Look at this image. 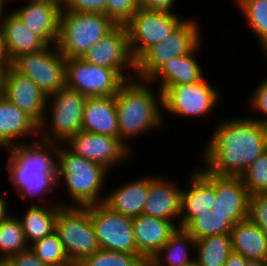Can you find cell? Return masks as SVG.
Here are the masks:
<instances>
[{
	"instance_id": "836d02e7",
	"label": "cell",
	"mask_w": 267,
	"mask_h": 266,
	"mask_svg": "<svg viewBox=\"0 0 267 266\" xmlns=\"http://www.w3.org/2000/svg\"><path fill=\"white\" fill-rule=\"evenodd\" d=\"M240 178L249 195L267 193V151L254 161Z\"/></svg>"
},
{
	"instance_id": "277c9868",
	"label": "cell",
	"mask_w": 267,
	"mask_h": 266,
	"mask_svg": "<svg viewBox=\"0 0 267 266\" xmlns=\"http://www.w3.org/2000/svg\"><path fill=\"white\" fill-rule=\"evenodd\" d=\"M156 91L158 94L149 80L133 78L125 81L115 95L119 140L131 151L129 142L133 137L164 126L162 92Z\"/></svg>"
},
{
	"instance_id": "bcb514c9",
	"label": "cell",
	"mask_w": 267,
	"mask_h": 266,
	"mask_svg": "<svg viewBox=\"0 0 267 266\" xmlns=\"http://www.w3.org/2000/svg\"><path fill=\"white\" fill-rule=\"evenodd\" d=\"M5 2H6V0H0V22L2 21L4 13H5V11H3L4 6L6 4Z\"/></svg>"
},
{
	"instance_id": "f546056e",
	"label": "cell",
	"mask_w": 267,
	"mask_h": 266,
	"mask_svg": "<svg viewBox=\"0 0 267 266\" xmlns=\"http://www.w3.org/2000/svg\"><path fill=\"white\" fill-rule=\"evenodd\" d=\"M29 248L19 218L8 214L0 221V258L10 256Z\"/></svg>"
},
{
	"instance_id": "60d3db41",
	"label": "cell",
	"mask_w": 267,
	"mask_h": 266,
	"mask_svg": "<svg viewBox=\"0 0 267 266\" xmlns=\"http://www.w3.org/2000/svg\"><path fill=\"white\" fill-rule=\"evenodd\" d=\"M247 259H245L241 254L232 252L225 263L224 266H245Z\"/></svg>"
},
{
	"instance_id": "9a60e30c",
	"label": "cell",
	"mask_w": 267,
	"mask_h": 266,
	"mask_svg": "<svg viewBox=\"0 0 267 266\" xmlns=\"http://www.w3.org/2000/svg\"><path fill=\"white\" fill-rule=\"evenodd\" d=\"M86 62L115 70L125 81L135 78L133 59L126 25H117L106 36L92 46L82 57ZM131 70L132 74L123 73Z\"/></svg>"
},
{
	"instance_id": "484cf974",
	"label": "cell",
	"mask_w": 267,
	"mask_h": 266,
	"mask_svg": "<svg viewBox=\"0 0 267 266\" xmlns=\"http://www.w3.org/2000/svg\"><path fill=\"white\" fill-rule=\"evenodd\" d=\"M231 239L233 252L247 260H267V236L248 219L234 224Z\"/></svg>"
},
{
	"instance_id": "7a4b0ae2",
	"label": "cell",
	"mask_w": 267,
	"mask_h": 266,
	"mask_svg": "<svg viewBox=\"0 0 267 266\" xmlns=\"http://www.w3.org/2000/svg\"><path fill=\"white\" fill-rule=\"evenodd\" d=\"M239 117V118H238ZM219 119L202 148L203 167L219 176H241L267 151V127L251 116Z\"/></svg>"
},
{
	"instance_id": "7c38bea8",
	"label": "cell",
	"mask_w": 267,
	"mask_h": 266,
	"mask_svg": "<svg viewBox=\"0 0 267 266\" xmlns=\"http://www.w3.org/2000/svg\"><path fill=\"white\" fill-rule=\"evenodd\" d=\"M219 94L220 89L204 77L195 83L170 86L162 94L163 111L187 119L208 116L221 99Z\"/></svg>"
},
{
	"instance_id": "d6a6232c",
	"label": "cell",
	"mask_w": 267,
	"mask_h": 266,
	"mask_svg": "<svg viewBox=\"0 0 267 266\" xmlns=\"http://www.w3.org/2000/svg\"><path fill=\"white\" fill-rule=\"evenodd\" d=\"M77 266H148V263L137 254L99 249Z\"/></svg>"
},
{
	"instance_id": "6da1fadb",
	"label": "cell",
	"mask_w": 267,
	"mask_h": 266,
	"mask_svg": "<svg viewBox=\"0 0 267 266\" xmlns=\"http://www.w3.org/2000/svg\"><path fill=\"white\" fill-rule=\"evenodd\" d=\"M193 171L181 191L179 228L195 240L231 234L234 224L247 219L249 193L240 176H219L204 167Z\"/></svg>"
},
{
	"instance_id": "cb8c5ba5",
	"label": "cell",
	"mask_w": 267,
	"mask_h": 266,
	"mask_svg": "<svg viewBox=\"0 0 267 266\" xmlns=\"http://www.w3.org/2000/svg\"><path fill=\"white\" fill-rule=\"evenodd\" d=\"M82 131L119 139L115 96L88 97L84 105Z\"/></svg>"
},
{
	"instance_id": "d4e9b609",
	"label": "cell",
	"mask_w": 267,
	"mask_h": 266,
	"mask_svg": "<svg viewBox=\"0 0 267 266\" xmlns=\"http://www.w3.org/2000/svg\"><path fill=\"white\" fill-rule=\"evenodd\" d=\"M135 178L125 185L114 188L105 195L104 204L124 216L137 217L143 214L150 187V176Z\"/></svg>"
},
{
	"instance_id": "5bb4252c",
	"label": "cell",
	"mask_w": 267,
	"mask_h": 266,
	"mask_svg": "<svg viewBox=\"0 0 267 266\" xmlns=\"http://www.w3.org/2000/svg\"><path fill=\"white\" fill-rule=\"evenodd\" d=\"M125 80L113 69L82 58L66 59V87L87 97L115 96Z\"/></svg>"
},
{
	"instance_id": "7dc6e473",
	"label": "cell",
	"mask_w": 267,
	"mask_h": 266,
	"mask_svg": "<svg viewBox=\"0 0 267 266\" xmlns=\"http://www.w3.org/2000/svg\"><path fill=\"white\" fill-rule=\"evenodd\" d=\"M0 266H10L6 260H2Z\"/></svg>"
},
{
	"instance_id": "d6986e66",
	"label": "cell",
	"mask_w": 267,
	"mask_h": 266,
	"mask_svg": "<svg viewBox=\"0 0 267 266\" xmlns=\"http://www.w3.org/2000/svg\"><path fill=\"white\" fill-rule=\"evenodd\" d=\"M181 191L171 179L150 175V187L143 215L176 221L181 214ZM176 219V220H174Z\"/></svg>"
},
{
	"instance_id": "8992f818",
	"label": "cell",
	"mask_w": 267,
	"mask_h": 266,
	"mask_svg": "<svg viewBox=\"0 0 267 266\" xmlns=\"http://www.w3.org/2000/svg\"><path fill=\"white\" fill-rule=\"evenodd\" d=\"M117 24L105 14L61 9L57 49L68 58H82Z\"/></svg>"
},
{
	"instance_id": "f6af8a7d",
	"label": "cell",
	"mask_w": 267,
	"mask_h": 266,
	"mask_svg": "<svg viewBox=\"0 0 267 266\" xmlns=\"http://www.w3.org/2000/svg\"><path fill=\"white\" fill-rule=\"evenodd\" d=\"M245 266H266V261H263V260H247Z\"/></svg>"
},
{
	"instance_id": "d590c367",
	"label": "cell",
	"mask_w": 267,
	"mask_h": 266,
	"mask_svg": "<svg viewBox=\"0 0 267 266\" xmlns=\"http://www.w3.org/2000/svg\"><path fill=\"white\" fill-rule=\"evenodd\" d=\"M247 219L256 224L267 236V193L249 195Z\"/></svg>"
},
{
	"instance_id": "4fadbf2b",
	"label": "cell",
	"mask_w": 267,
	"mask_h": 266,
	"mask_svg": "<svg viewBox=\"0 0 267 266\" xmlns=\"http://www.w3.org/2000/svg\"><path fill=\"white\" fill-rule=\"evenodd\" d=\"M89 213L100 249L137 254L132 217L111 210L103 202L89 205Z\"/></svg>"
},
{
	"instance_id": "7bdbcfd3",
	"label": "cell",
	"mask_w": 267,
	"mask_h": 266,
	"mask_svg": "<svg viewBox=\"0 0 267 266\" xmlns=\"http://www.w3.org/2000/svg\"><path fill=\"white\" fill-rule=\"evenodd\" d=\"M10 204L8 203L7 197L5 198L2 196V194L0 193V221L3 220L8 214V206Z\"/></svg>"
},
{
	"instance_id": "681fc988",
	"label": "cell",
	"mask_w": 267,
	"mask_h": 266,
	"mask_svg": "<svg viewBox=\"0 0 267 266\" xmlns=\"http://www.w3.org/2000/svg\"><path fill=\"white\" fill-rule=\"evenodd\" d=\"M263 52H264V53H263V54H264V56L266 55L265 57L267 58V49H266V50H264Z\"/></svg>"
},
{
	"instance_id": "8fae6325",
	"label": "cell",
	"mask_w": 267,
	"mask_h": 266,
	"mask_svg": "<svg viewBox=\"0 0 267 266\" xmlns=\"http://www.w3.org/2000/svg\"><path fill=\"white\" fill-rule=\"evenodd\" d=\"M10 65L29 77L47 96L66 87V59L56 45H47L38 52L22 54Z\"/></svg>"
},
{
	"instance_id": "83f0119b",
	"label": "cell",
	"mask_w": 267,
	"mask_h": 266,
	"mask_svg": "<svg viewBox=\"0 0 267 266\" xmlns=\"http://www.w3.org/2000/svg\"><path fill=\"white\" fill-rule=\"evenodd\" d=\"M195 245L196 240L185 229L178 227L150 259L148 266H189L195 262L194 257H189V249Z\"/></svg>"
},
{
	"instance_id": "8d00e7d4",
	"label": "cell",
	"mask_w": 267,
	"mask_h": 266,
	"mask_svg": "<svg viewBox=\"0 0 267 266\" xmlns=\"http://www.w3.org/2000/svg\"><path fill=\"white\" fill-rule=\"evenodd\" d=\"M250 102L249 105L251 106L252 110L263 114V118L260 119L258 117H254L251 119L256 120L267 127V77L260 81V84L253 90L251 97L249 98Z\"/></svg>"
},
{
	"instance_id": "ffe728a7",
	"label": "cell",
	"mask_w": 267,
	"mask_h": 266,
	"mask_svg": "<svg viewBox=\"0 0 267 266\" xmlns=\"http://www.w3.org/2000/svg\"><path fill=\"white\" fill-rule=\"evenodd\" d=\"M12 12L47 45H56L61 9L49 2L27 1Z\"/></svg>"
},
{
	"instance_id": "7402d4cb",
	"label": "cell",
	"mask_w": 267,
	"mask_h": 266,
	"mask_svg": "<svg viewBox=\"0 0 267 266\" xmlns=\"http://www.w3.org/2000/svg\"><path fill=\"white\" fill-rule=\"evenodd\" d=\"M4 52L9 63L22 54L43 50L47 44L11 11L0 22Z\"/></svg>"
},
{
	"instance_id": "f35d334b",
	"label": "cell",
	"mask_w": 267,
	"mask_h": 266,
	"mask_svg": "<svg viewBox=\"0 0 267 266\" xmlns=\"http://www.w3.org/2000/svg\"><path fill=\"white\" fill-rule=\"evenodd\" d=\"M6 261L10 266H50L42 262L30 247L10 256Z\"/></svg>"
},
{
	"instance_id": "9c48e42d",
	"label": "cell",
	"mask_w": 267,
	"mask_h": 266,
	"mask_svg": "<svg viewBox=\"0 0 267 266\" xmlns=\"http://www.w3.org/2000/svg\"><path fill=\"white\" fill-rule=\"evenodd\" d=\"M55 231L73 266H77L100 249L90 217L89 205L62 206L55 220Z\"/></svg>"
},
{
	"instance_id": "30bf717a",
	"label": "cell",
	"mask_w": 267,
	"mask_h": 266,
	"mask_svg": "<svg viewBox=\"0 0 267 266\" xmlns=\"http://www.w3.org/2000/svg\"><path fill=\"white\" fill-rule=\"evenodd\" d=\"M184 20L179 13L139 8L125 24L135 62L152 46L161 43Z\"/></svg>"
},
{
	"instance_id": "ba28073f",
	"label": "cell",
	"mask_w": 267,
	"mask_h": 266,
	"mask_svg": "<svg viewBox=\"0 0 267 266\" xmlns=\"http://www.w3.org/2000/svg\"><path fill=\"white\" fill-rule=\"evenodd\" d=\"M196 20L185 18L165 40L150 47L135 62V78L149 80L173 58L192 52L204 38Z\"/></svg>"
},
{
	"instance_id": "603a6c76",
	"label": "cell",
	"mask_w": 267,
	"mask_h": 266,
	"mask_svg": "<svg viewBox=\"0 0 267 266\" xmlns=\"http://www.w3.org/2000/svg\"><path fill=\"white\" fill-rule=\"evenodd\" d=\"M202 44L201 42L192 52L167 62L149 79L151 84L160 85L158 89L163 94L170 86L200 81L205 77V70L202 69L195 56L201 51Z\"/></svg>"
},
{
	"instance_id": "ab89813d",
	"label": "cell",
	"mask_w": 267,
	"mask_h": 266,
	"mask_svg": "<svg viewBox=\"0 0 267 266\" xmlns=\"http://www.w3.org/2000/svg\"><path fill=\"white\" fill-rule=\"evenodd\" d=\"M175 0H138L139 6L148 10L174 12Z\"/></svg>"
},
{
	"instance_id": "74e56055",
	"label": "cell",
	"mask_w": 267,
	"mask_h": 266,
	"mask_svg": "<svg viewBox=\"0 0 267 266\" xmlns=\"http://www.w3.org/2000/svg\"><path fill=\"white\" fill-rule=\"evenodd\" d=\"M64 10L106 15V0H65Z\"/></svg>"
},
{
	"instance_id": "e0dca14e",
	"label": "cell",
	"mask_w": 267,
	"mask_h": 266,
	"mask_svg": "<svg viewBox=\"0 0 267 266\" xmlns=\"http://www.w3.org/2000/svg\"><path fill=\"white\" fill-rule=\"evenodd\" d=\"M1 94L38 125L42 122L48 96L29 77L17 72L11 65L3 71Z\"/></svg>"
},
{
	"instance_id": "f1b7e54d",
	"label": "cell",
	"mask_w": 267,
	"mask_h": 266,
	"mask_svg": "<svg viewBox=\"0 0 267 266\" xmlns=\"http://www.w3.org/2000/svg\"><path fill=\"white\" fill-rule=\"evenodd\" d=\"M197 266H224L233 252L231 234H219L196 240Z\"/></svg>"
},
{
	"instance_id": "ac0fdd59",
	"label": "cell",
	"mask_w": 267,
	"mask_h": 266,
	"mask_svg": "<svg viewBox=\"0 0 267 266\" xmlns=\"http://www.w3.org/2000/svg\"><path fill=\"white\" fill-rule=\"evenodd\" d=\"M176 223L143 214L134 217L132 227L137 255L148 263L178 229L179 226Z\"/></svg>"
},
{
	"instance_id": "1f68e13d",
	"label": "cell",
	"mask_w": 267,
	"mask_h": 266,
	"mask_svg": "<svg viewBox=\"0 0 267 266\" xmlns=\"http://www.w3.org/2000/svg\"><path fill=\"white\" fill-rule=\"evenodd\" d=\"M29 247L42 262L50 266H73L56 231Z\"/></svg>"
},
{
	"instance_id": "44dd1931",
	"label": "cell",
	"mask_w": 267,
	"mask_h": 266,
	"mask_svg": "<svg viewBox=\"0 0 267 266\" xmlns=\"http://www.w3.org/2000/svg\"><path fill=\"white\" fill-rule=\"evenodd\" d=\"M28 135H31V139L32 136H38L39 125L0 94V147L8 149L16 144L30 143L31 141H23Z\"/></svg>"
},
{
	"instance_id": "f907efd6",
	"label": "cell",
	"mask_w": 267,
	"mask_h": 266,
	"mask_svg": "<svg viewBox=\"0 0 267 266\" xmlns=\"http://www.w3.org/2000/svg\"><path fill=\"white\" fill-rule=\"evenodd\" d=\"M189 266H197V264L194 262L193 264L189 265Z\"/></svg>"
},
{
	"instance_id": "2e32d148",
	"label": "cell",
	"mask_w": 267,
	"mask_h": 266,
	"mask_svg": "<svg viewBox=\"0 0 267 266\" xmlns=\"http://www.w3.org/2000/svg\"><path fill=\"white\" fill-rule=\"evenodd\" d=\"M63 145L72 153L103 165L108 171L130 159L132 152L118 138L80 131L69 137Z\"/></svg>"
},
{
	"instance_id": "ee69618b",
	"label": "cell",
	"mask_w": 267,
	"mask_h": 266,
	"mask_svg": "<svg viewBox=\"0 0 267 266\" xmlns=\"http://www.w3.org/2000/svg\"><path fill=\"white\" fill-rule=\"evenodd\" d=\"M25 1L49 2L55 6H58L60 9H63L65 3V0H25Z\"/></svg>"
},
{
	"instance_id": "3957f363",
	"label": "cell",
	"mask_w": 267,
	"mask_h": 266,
	"mask_svg": "<svg viewBox=\"0 0 267 266\" xmlns=\"http://www.w3.org/2000/svg\"><path fill=\"white\" fill-rule=\"evenodd\" d=\"M7 150L9 181L21 198H33L32 204H35L34 198H38L39 204H49L46 198L58 186V143L36 139L30 143L16 144Z\"/></svg>"
},
{
	"instance_id": "c3c4849f",
	"label": "cell",
	"mask_w": 267,
	"mask_h": 266,
	"mask_svg": "<svg viewBox=\"0 0 267 266\" xmlns=\"http://www.w3.org/2000/svg\"><path fill=\"white\" fill-rule=\"evenodd\" d=\"M2 74L3 72H0V94H1V88H2Z\"/></svg>"
},
{
	"instance_id": "b9f144b4",
	"label": "cell",
	"mask_w": 267,
	"mask_h": 266,
	"mask_svg": "<svg viewBox=\"0 0 267 266\" xmlns=\"http://www.w3.org/2000/svg\"><path fill=\"white\" fill-rule=\"evenodd\" d=\"M10 65L4 52L3 41L0 33V72H3Z\"/></svg>"
},
{
	"instance_id": "e575fe53",
	"label": "cell",
	"mask_w": 267,
	"mask_h": 266,
	"mask_svg": "<svg viewBox=\"0 0 267 266\" xmlns=\"http://www.w3.org/2000/svg\"><path fill=\"white\" fill-rule=\"evenodd\" d=\"M139 8L138 0H106V16L117 25H125Z\"/></svg>"
},
{
	"instance_id": "4dcf8cb0",
	"label": "cell",
	"mask_w": 267,
	"mask_h": 266,
	"mask_svg": "<svg viewBox=\"0 0 267 266\" xmlns=\"http://www.w3.org/2000/svg\"><path fill=\"white\" fill-rule=\"evenodd\" d=\"M244 14L262 51L267 49V0H233Z\"/></svg>"
},
{
	"instance_id": "4316f807",
	"label": "cell",
	"mask_w": 267,
	"mask_h": 266,
	"mask_svg": "<svg viewBox=\"0 0 267 266\" xmlns=\"http://www.w3.org/2000/svg\"><path fill=\"white\" fill-rule=\"evenodd\" d=\"M62 206V202H57L53 205L31 204L30 207L26 209L25 213H23V216L18 217L29 246L55 231V220L58 210Z\"/></svg>"
},
{
	"instance_id": "52a82bcc",
	"label": "cell",
	"mask_w": 267,
	"mask_h": 266,
	"mask_svg": "<svg viewBox=\"0 0 267 266\" xmlns=\"http://www.w3.org/2000/svg\"><path fill=\"white\" fill-rule=\"evenodd\" d=\"M87 98L68 87L49 95L44 118L39 124L37 139L63 144L69 137L82 131V117ZM48 119H50L49 123Z\"/></svg>"
},
{
	"instance_id": "5b68a950",
	"label": "cell",
	"mask_w": 267,
	"mask_h": 266,
	"mask_svg": "<svg viewBox=\"0 0 267 266\" xmlns=\"http://www.w3.org/2000/svg\"><path fill=\"white\" fill-rule=\"evenodd\" d=\"M57 160L58 186H65L72 199L64 201L63 206L85 207L104 202L102 192L109 172L103 165L78 156L59 143Z\"/></svg>"
}]
</instances>
